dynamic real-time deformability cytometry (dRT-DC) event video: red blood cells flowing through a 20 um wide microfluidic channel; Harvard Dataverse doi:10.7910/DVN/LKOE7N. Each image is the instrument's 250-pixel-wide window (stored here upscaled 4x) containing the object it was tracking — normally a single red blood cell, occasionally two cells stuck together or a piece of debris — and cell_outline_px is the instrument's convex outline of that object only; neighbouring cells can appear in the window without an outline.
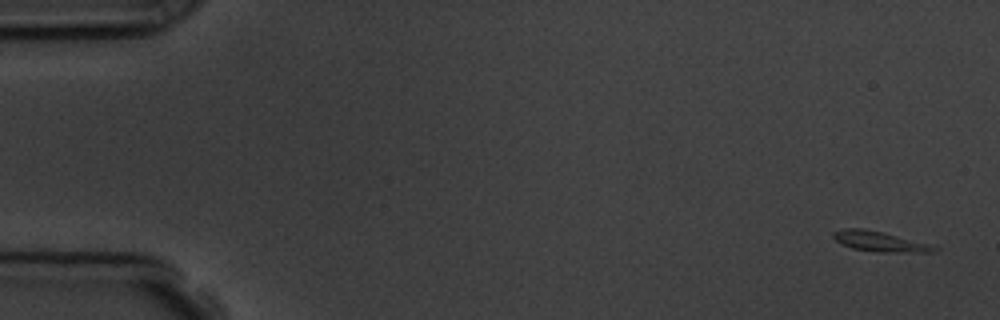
{"species": "common noctule bat (a hibernating species)", "species_latin": "Nyctalus noctula", "temperature_condition": "room temperature", "stored_images_in_passage": 5, "camera_frame_rate_fps": 3000, "um_per_image_px": 0.085, "animal": {"sex": "male", "body_mass_g": 19.5, "forearm_length_mm": 54.6}, "frame": {"image": 1, "passage_image": 1, "time_ms": 0.0, "image_size_px": [1000, 320], "cell_outline_px": [[940, 248], [932, 252], [880, 252], [852, 248], [836, 240], [832, 236], [832, 232], [844, 228], [864, 228], [884, 232], [936, 244]], "centroid_in_image_um": [74.89, 20.51], "position_along_channel_um": 10.1, "area_um2": 12.14}}
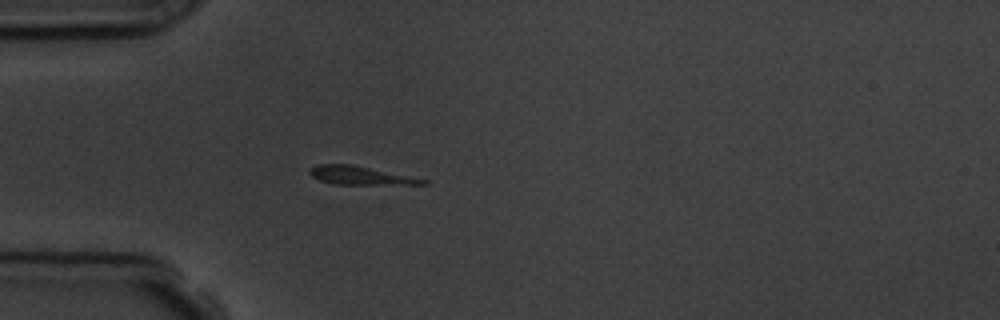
{"frame": {"image": 2, "passage_image": 5, "time_ms": 4.667, "image_size_px": [1000, 320], "cell_outline_px": [[428, 184], [332, 184], [320, 180], [312, 176], [308, 172], [308, 168], [316, 164], [352, 164], [428, 180]], "centroid_in_image_um": [30.55, 14.9], "position_along_channel_um": 54.4, "area_um2": 12.02}}